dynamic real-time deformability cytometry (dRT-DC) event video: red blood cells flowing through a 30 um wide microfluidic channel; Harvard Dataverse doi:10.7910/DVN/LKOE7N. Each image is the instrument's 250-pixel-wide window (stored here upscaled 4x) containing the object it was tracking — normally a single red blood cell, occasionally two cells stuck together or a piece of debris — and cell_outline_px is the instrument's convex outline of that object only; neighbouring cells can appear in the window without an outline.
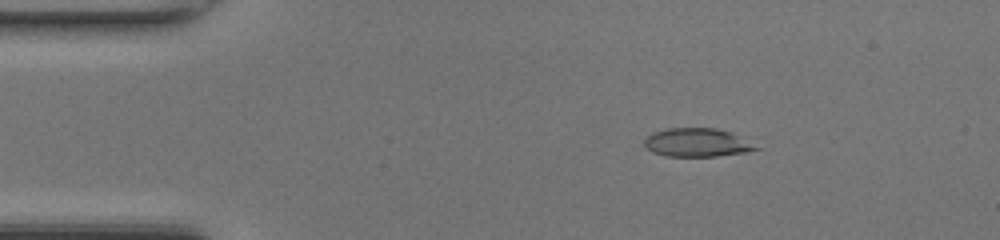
{"species": "common noctule bat (a hibernating species)", "species_latin": "Nyctalus noctula", "temperature_condition": "room temperature", "stored_images_in_passage": 49, "camera_frame_rate_fps": 3000, "um_per_image_px": 0.085, "animal": {"sex": "female", "body_mass_g": 17.0, "forearm_length_mm": 48.0}, "frame": {"image": 1, "passage_image": 8, "time_ms": 2.333, "image_size_px": [1000, 240], "cell_outline_px": [[760, 148], [744, 152], [716, 156], [668, 156], [652, 152], [644, 144], [644, 140], [652, 132], [668, 128], [716, 128], [732, 132]], "centroid_in_image_um": [59.22, 12.1], "position_along_channel_um": 25.8, "area_um2": 18.32}}
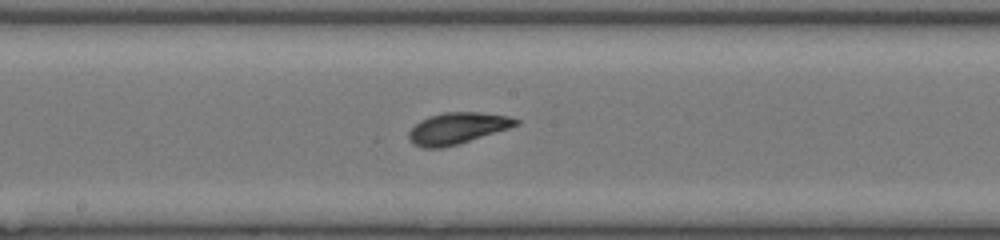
{"frame": {"image": 2, "passage_image": 26, "time_ms": 8.333, "image_size_px": [1000, 240], "cell_outline_px": [[520, 124], [460, 144], [440, 148], [424, 148], [412, 144], [408, 136], [408, 132], [420, 120], [428, 116], [444, 112], [476, 112], [508, 116], [520, 120]], "centroid_in_image_um": [38.85, 10.91], "position_along_channel_um": 209.4, "area_um2": 19.59}}
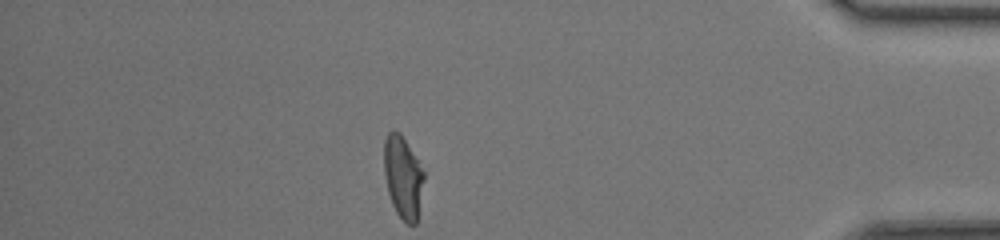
{"frame": {"image": 3, "passage_image": 43, "time_ms": 14.0, "image_size_px": [1000, 240], "cell_outline_px": [[424, 180], [416, 224], [408, 224], [396, 212], [392, 204], [388, 192], [384, 176], [384, 140], [388, 132], [392, 128], [400, 132], [424, 172]], "centroid_in_image_um": [34.23, 15.03], "position_along_channel_um": 401.0, "area_um2": 19.02}, "authors_computed_cell_mechanics": {"area_um2": 19.5364, "velocity_mm_per_s": 4.1568, "shape_relaxation_time_tau1_ms": 5.8106, "shape_relaxation_time_tau2_ms": 1.3979, "deformation_change_tau1": 0.198, "deformation_change_tau2": 0.0798}}